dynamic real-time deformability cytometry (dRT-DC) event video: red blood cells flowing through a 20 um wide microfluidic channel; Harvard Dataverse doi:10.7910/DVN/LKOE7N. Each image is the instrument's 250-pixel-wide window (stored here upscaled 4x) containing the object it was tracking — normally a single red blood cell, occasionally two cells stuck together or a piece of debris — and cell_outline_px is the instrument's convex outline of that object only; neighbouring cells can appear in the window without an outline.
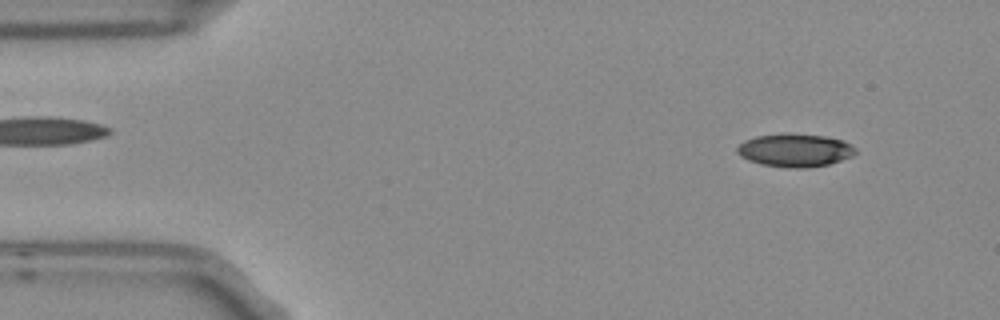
{"species": "Egyptian fruit bat (a non-hibernating species)", "species_latin": "Rousettus aegyptiacus", "temperature_condition": "room temperature", "stored_images_in_passage": 3, "camera_frame_rate_fps": 3000, "um_per_image_px": 0.085, "frame": {"image": 1, "passage_image": 1, "time_ms": 0.0, "image_size_px": [1000, 320], "cell_outline_px": [[856, 152], [852, 156], [828, 164], [804, 168], [788, 168], [760, 164], [748, 160], [740, 156], [736, 152], [736, 148], [744, 140], [756, 136], [780, 132], [788, 132], [824, 136], [844, 140], [852, 144], [856, 148]], "centroid_in_image_um": [67.55, 12.75], "position_along_channel_um": 17.5, "area_um2": 23.24}}
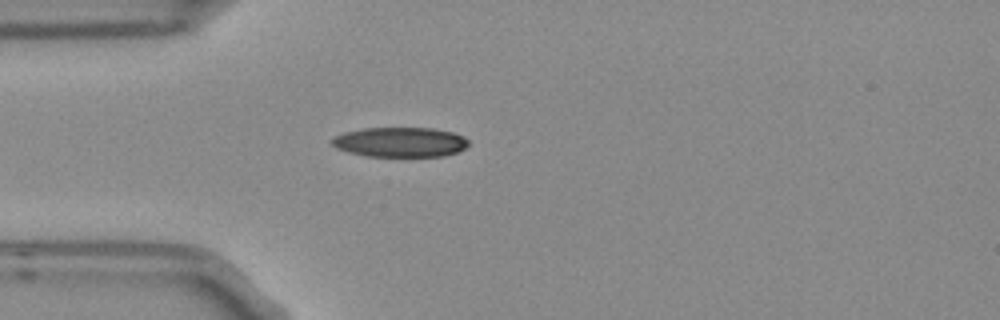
{"frame": {"image": 2, "passage_image": 3, "time_ms": 0.667, "image_size_px": [1000, 320], "cell_outline_px": [[468, 144], [464, 148], [456, 152], [444, 156], [368, 156], [348, 152], [336, 148], [332, 144], [332, 140], [336, 136], [344, 132], [364, 128], [432, 128], [452, 132], [464, 136], [468, 140]], "centroid_in_image_um": [34.02, 12.08], "position_along_channel_um": 51.0, "area_um2": 23.58}}